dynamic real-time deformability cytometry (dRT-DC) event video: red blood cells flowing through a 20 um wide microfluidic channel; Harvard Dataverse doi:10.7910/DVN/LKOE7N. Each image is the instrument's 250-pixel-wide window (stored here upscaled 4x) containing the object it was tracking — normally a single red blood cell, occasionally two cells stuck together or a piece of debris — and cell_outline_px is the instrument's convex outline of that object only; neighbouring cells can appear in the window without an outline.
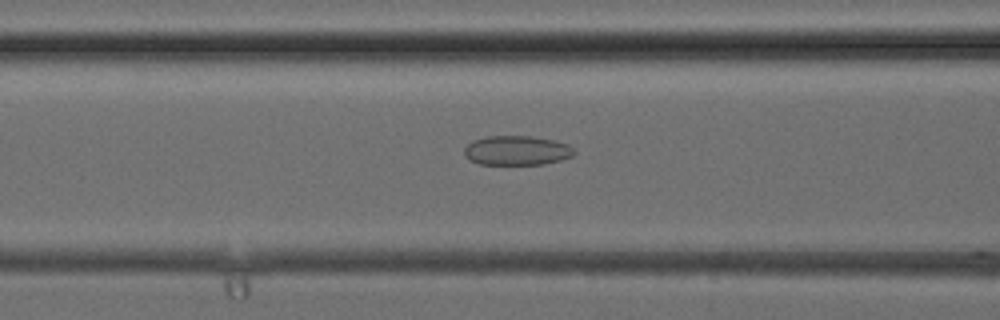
{"species": "common noctule bat (a hibernating species)", "species_latin": "Nyctalus noctula", "temperature_condition": "cold", "stored_images_in_passage": 38, "camera_frame_rate_fps": 3000, "um_per_image_px": 0.085, "animal": {"sex": "female", "body_mass_g": 24.6, "forearm_length_mm": 56.2}, "frame": {"image": 1, "passage_image": 15, "time_ms": 4.667, "image_size_px": [1000, 320], "cell_outline_px": [[576, 152], [572, 156], [560, 160], [544, 164], [480, 164], [468, 160], [464, 156], [464, 148], [472, 140], [488, 136], [528, 136], [552, 140], [568, 144]], "centroid_in_image_um": [43.89, 12.79], "position_along_channel_um": 122.7, "area_um2": 18.84}}
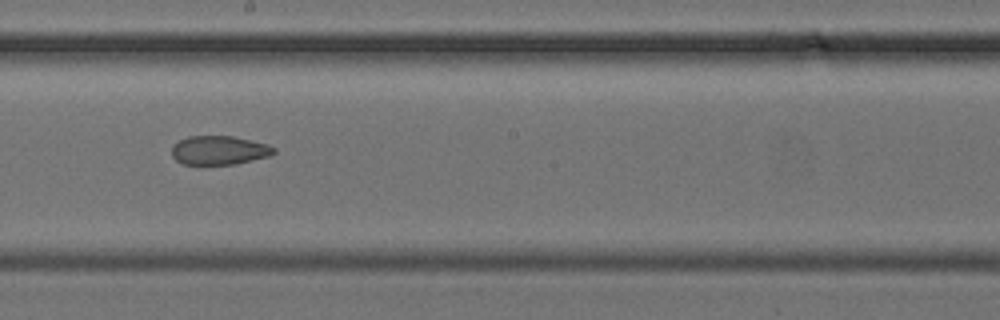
{"frame": {"image": 2, "passage_image": 21, "time_ms": 6.667, "image_size_px": [1000, 320], "cell_outline_px": [[276, 152], [268, 156], [236, 164], [184, 164], [176, 160], [172, 156], [172, 144], [188, 136], [232, 136], [268, 144], [276, 148]], "centroid_in_image_um": [18.62, 12.77], "position_along_channel_um": 229.6, "area_um2": 17.17}}
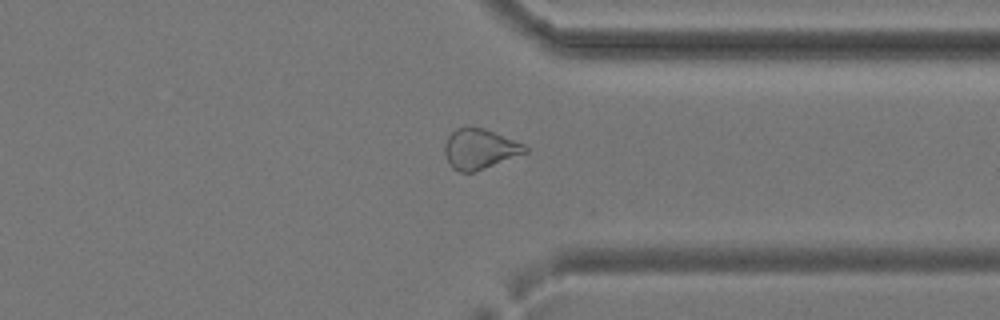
{"frame": {"image": 3, "passage_image": 29, "time_ms": 9.333, "image_size_px": [1000, 320], "cell_outline_px": [[528, 152], [472, 172], [460, 172], [452, 168], [444, 152], [444, 144], [448, 136], [456, 128], [468, 124], [484, 128], [524, 144], [528, 148]], "centroid_in_image_um": [40.74, 12.62], "position_along_channel_um": 370.7, "area_um2": 18.84}}